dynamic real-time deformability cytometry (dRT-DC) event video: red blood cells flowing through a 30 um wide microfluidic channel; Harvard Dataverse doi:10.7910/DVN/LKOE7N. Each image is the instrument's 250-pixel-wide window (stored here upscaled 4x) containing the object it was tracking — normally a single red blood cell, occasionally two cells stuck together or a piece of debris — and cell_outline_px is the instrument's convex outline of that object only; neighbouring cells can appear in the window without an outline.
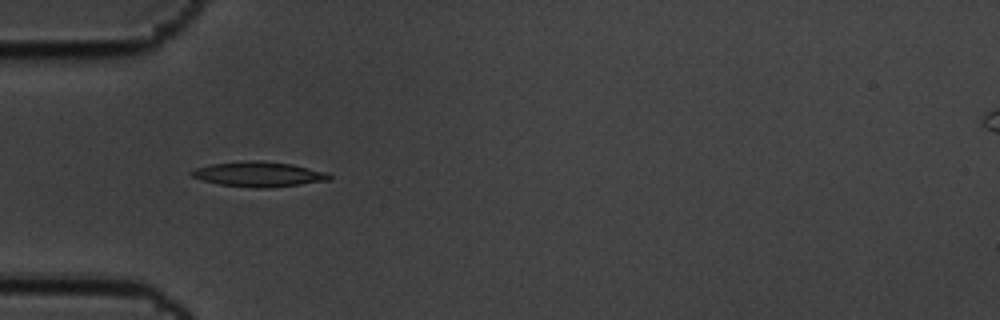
{"species": "common noctule bat (a hibernating species)", "species_latin": "Nyctalus noctula", "temperature_condition": "cold", "stored_images_in_passage": 41, "camera_frame_rate_fps": 3000, "um_per_image_px": 0.085, "animal": {"sex": "male", "body_mass_g": 19.5, "forearm_length_mm": 54.6}, "frame": {"image": 1, "passage_image": 1, "time_ms": 0.0, "image_size_px": [1000, 320], "cell_outline_px": [[332, 180], [268, 188], [256, 188], [220, 184], [204, 180], [192, 176], [188, 172], [196, 168], [212, 164], [240, 160], [260, 160], [292, 164], [324, 172], [332, 176]], "centroid_in_image_um": [21.99, 14.8], "position_along_channel_um": 63.0, "area_um2": 20.0}}
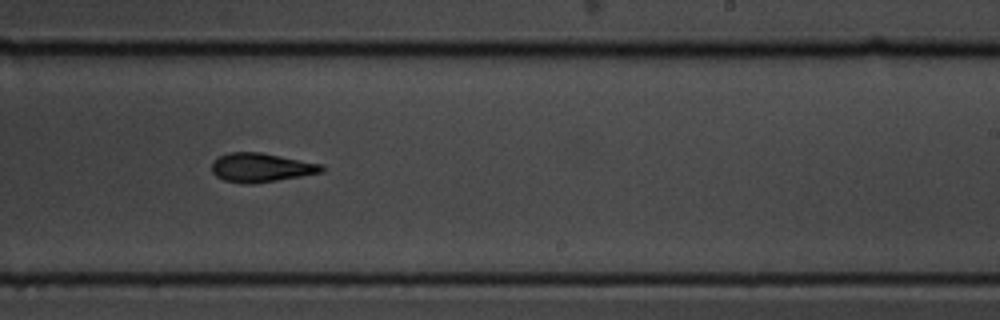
{"frame": {"image": 2, "passage_image": 19, "time_ms": 6.0, "image_size_px": [1000, 320], "cell_outline_px": [[324, 172], [252, 184], [244, 184], [224, 180], [216, 176], [212, 172], [212, 160], [228, 152], [260, 152], [324, 164]], "centroid_in_image_um": [22.19, 14.23], "position_along_channel_um": 266.8, "area_um2": 18.61}}
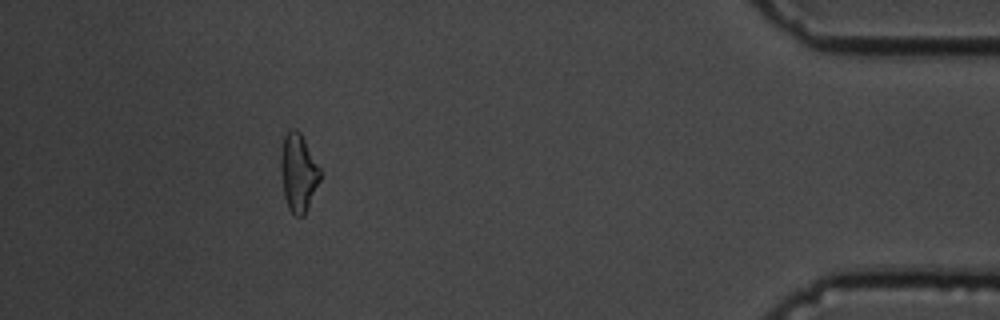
{"frame": {"image": 3, "passage_image": 36, "time_ms": 11.667, "image_size_px": [1000, 320], "cell_outline_px": [[324, 172], [304, 216], [296, 216], [288, 208], [284, 196], [280, 168], [280, 152], [284, 136], [292, 128], [296, 128], [300, 132]], "centroid_in_image_um": [25.38, 14.65], "position_along_channel_um": 409.8, "area_um2": 18.26}, "authors_computed_cell_mechanics": {"area_um2": 18.6116, "velocity_mm_per_s": 3.4304, "shape_relaxation_time_tau1_ms": 2.4836, "shape_relaxation_time_tau2_ms": 4.6579, "deformation_change_tau1": 0.1045, "deformation_change_tau2": 0.131}}